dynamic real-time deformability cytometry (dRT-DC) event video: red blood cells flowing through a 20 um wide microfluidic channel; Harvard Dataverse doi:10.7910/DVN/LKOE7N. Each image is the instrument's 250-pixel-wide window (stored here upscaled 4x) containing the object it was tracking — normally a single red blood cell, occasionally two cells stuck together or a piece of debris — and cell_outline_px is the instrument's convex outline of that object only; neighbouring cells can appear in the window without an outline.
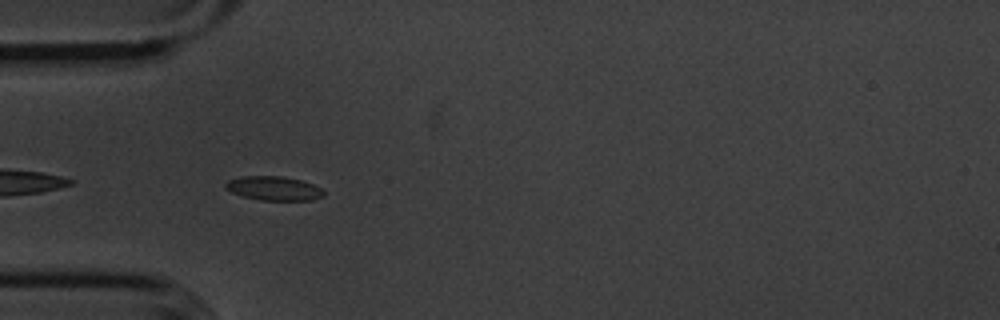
{"species": "common noctule bat (a hibernating species)", "species_latin": "Nyctalus noctula", "temperature_condition": "cold", "stored_images_in_passage": 42, "camera_frame_rate_fps": 3000, "um_per_image_px": 0.085, "animal": {"sex": "male", "body_mass_g": 20.1, "forearm_length_mm": 53.5}, "frame": {"image": 1, "passage_image": 3, "time_ms": 0.667, "image_size_px": [1000, 320], "cell_outline_px": [[324, 196], [312, 200], [260, 200], [244, 196], [232, 192], [224, 188], [224, 184], [228, 180], [244, 176], [280, 176], [300, 180], [312, 184], [320, 188], [324, 192]], "centroid_in_image_um": [23.26, 16.01], "position_along_channel_um": 61.7, "area_um2": 13.64}}
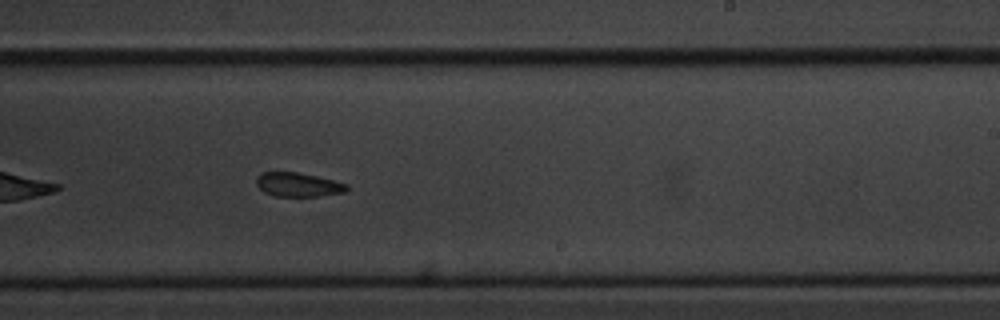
{"frame": {"image": 2, "passage_image": 20, "time_ms": 6.333, "image_size_px": [1000, 320], "cell_outline_px": [[348, 188], [344, 192], [316, 196], [276, 196], [264, 192], [256, 184], [256, 176], [260, 172], [296, 172], [316, 176], [348, 184]], "centroid_in_image_um": [25.3, 15.68], "position_along_channel_um": 263.7, "area_um2": 12.54}}
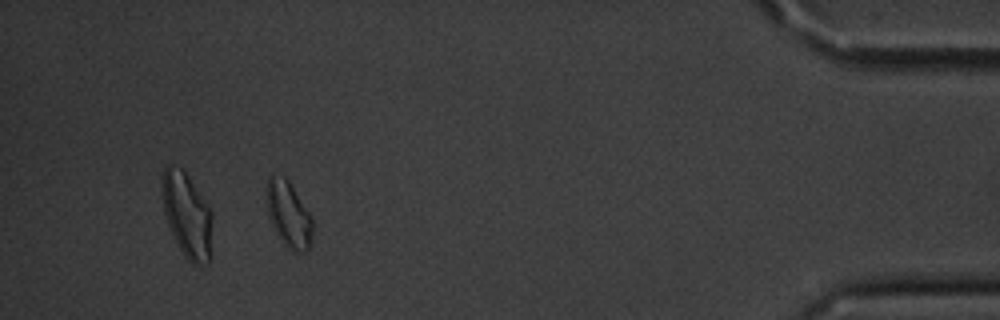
{"frame": {"image": 3, "passage_image": 37, "time_ms": 12.0, "image_size_px": [1000, 320], "cell_outline_px": [[312, 232], [308, 248], [300, 252], [292, 252], [280, 240], [268, 216], [264, 192], [268, 176], [272, 172], [284, 176], [288, 180], [308, 212], [312, 220]], "centroid_in_image_um": [24.45, 18.15], "position_along_channel_um": 410.7, "area_um2": 17.8}, "authors_computed_cell_mechanics": {"area_um2": 14.0165, "velocity_mm_per_s": 3.5855, "shape_relaxation_time_tau1_ms": null, "shape_relaxation_time_tau2_ms": 3.9632, "deformation_change_tau1": null, "deformation_change_tau2": 0.0803}}